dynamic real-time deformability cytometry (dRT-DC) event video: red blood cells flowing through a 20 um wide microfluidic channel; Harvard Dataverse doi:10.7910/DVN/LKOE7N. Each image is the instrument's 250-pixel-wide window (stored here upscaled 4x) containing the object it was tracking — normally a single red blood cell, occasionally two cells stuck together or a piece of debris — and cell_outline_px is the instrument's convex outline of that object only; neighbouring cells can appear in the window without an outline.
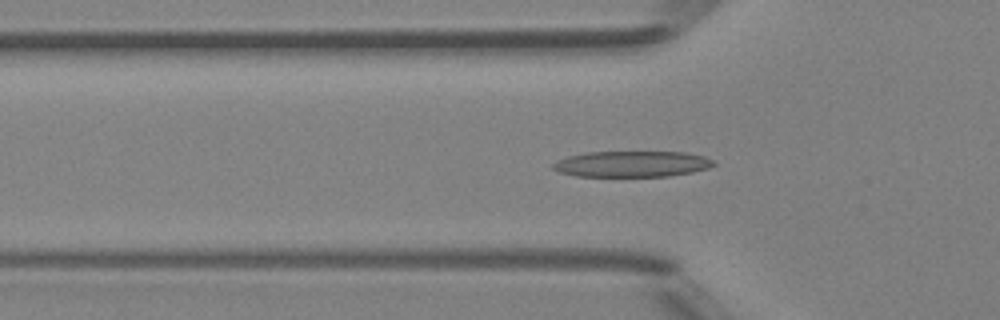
{"species": "Egyptian fruit bat (a non-hibernating species)", "species_latin": "Rousettus aegyptiacus", "temperature_condition": "room temperature", "stored_images_in_passage": 37, "camera_frame_rate_fps": 3000, "um_per_image_px": 0.085, "animal": {"sex": "female"}, "frame": {"image": 1, "passage_image": 4, "time_ms": 1.0, "image_size_px": [1000, 320], "cell_outline_px": [[716, 164], [708, 168], [692, 172], [668, 176], [576, 176], [560, 172], [552, 168], [552, 164], [556, 160], [568, 156], [588, 152], [684, 152], [704, 156], [712, 160]], "centroid_in_image_um": [53.7, 13.93], "position_along_channel_um": 72.1, "area_um2": 24.22}}
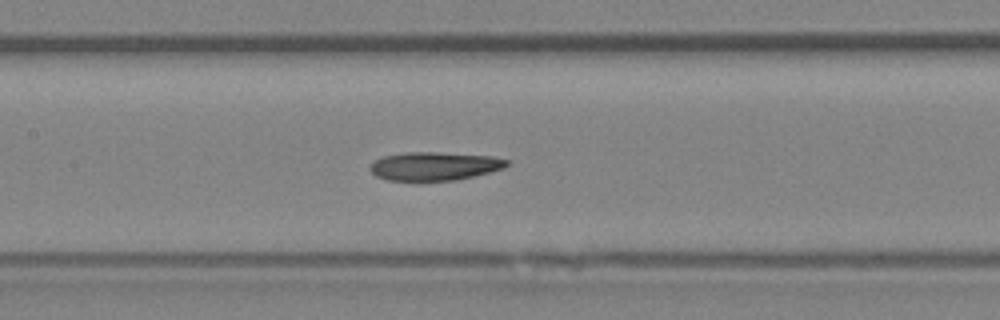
{"frame": {"image": 2, "passage_image": 11, "time_ms": 3.333, "image_size_px": [1000, 320], "cell_outline_px": [[508, 164], [504, 168], [456, 180], [388, 180], [376, 176], [368, 168], [376, 160], [384, 156], [404, 152], [436, 152], [492, 156], [508, 160]], "centroid_in_image_um": [36.92, 14.11], "position_along_channel_um": 170.5, "area_um2": 22.37}}
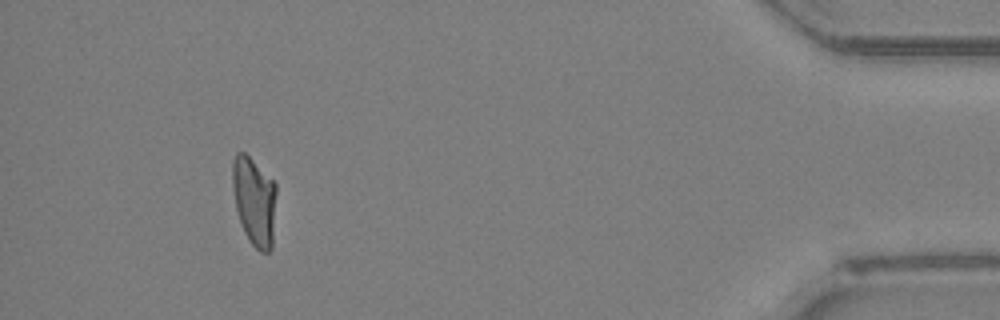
{"frame": {"image": 3, "passage_image": 33, "time_ms": 10.667, "image_size_px": [1000, 320], "cell_outline_px": [[276, 192], [272, 248], [268, 252], [260, 252], [248, 240], [244, 232], [236, 208], [232, 184], [232, 160], [236, 152], [244, 152], [276, 184]], "centroid_in_image_um": [21.61, 17.1], "position_along_channel_um": 413.6, "area_um2": 22.54}, "authors_computed_cell_mechanics": {"area_um2": 22.8888, "velocity_mm_per_s": 4.2173, "shape_relaxation_time_tau1_ms": 6.8846, "shape_relaxation_time_tau2_ms": 7.1788, "deformation_change_tau1": 0.2612, "deformation_change_tau2": 0.1671}}